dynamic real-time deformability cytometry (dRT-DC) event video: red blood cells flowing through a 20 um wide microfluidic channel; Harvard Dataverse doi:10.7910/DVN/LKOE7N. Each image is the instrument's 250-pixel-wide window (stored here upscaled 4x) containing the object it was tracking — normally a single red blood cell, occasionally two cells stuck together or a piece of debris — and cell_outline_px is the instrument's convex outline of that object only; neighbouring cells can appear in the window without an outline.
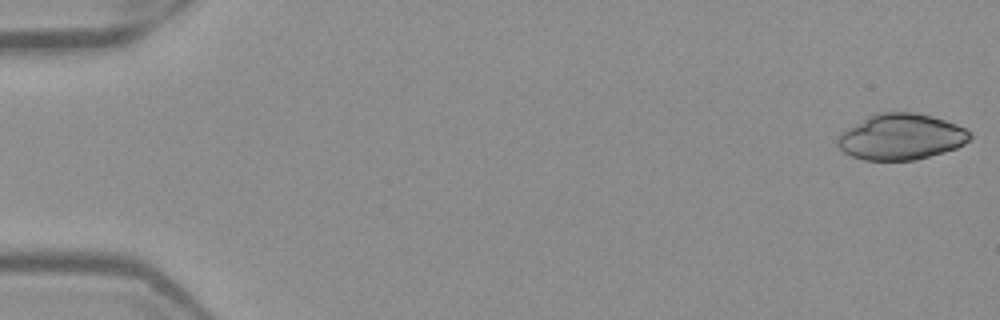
{"species": "Egyptian fruit bat (a non-hibernating species)", "species_latin": "Rousettus aegyptiacus", "temperature_condition": "warm", "stored_images_in_passage": 51, "camera_frame_rate_fps": 3000, "um_per_image_px": 0.085, "frame": {"image": 1, "passage_image": 1, "time_ms": 0.0, "image_size_px": [1000, 320], "cell_outline_px": [[972, 136], [964, 144], [956, 148], [944, 152], [916, 160], [864, 160], [852, 156], [844, 152], [836, 144], [836, 140], [840, 132], [876, 112], [912, 112], [932, 116], [956, 124], [972, 132]], "centroid_in_image_um": [76.58, 11.63], "position_along_channel_um": 8.4, "area_um2": 35.49}}